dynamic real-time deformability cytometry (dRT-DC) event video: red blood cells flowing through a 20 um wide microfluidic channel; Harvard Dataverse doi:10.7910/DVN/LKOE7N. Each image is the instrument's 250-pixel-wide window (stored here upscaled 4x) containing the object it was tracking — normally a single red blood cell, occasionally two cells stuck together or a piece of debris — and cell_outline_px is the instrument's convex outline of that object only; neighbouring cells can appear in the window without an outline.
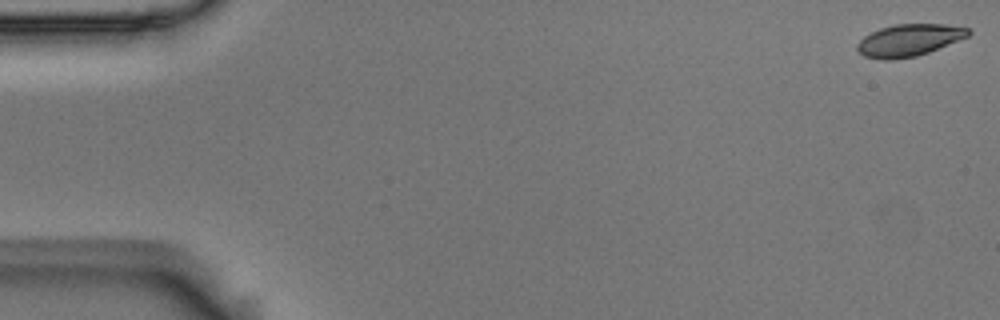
{"species": "Egyptian fruit bat (a non-hibernating species)", "species_latin": "Rousettus aegyptiacus", "temperature_condition": "room temperature", "stored_images_in_passage": 5, "camera_frame_rate_fps": 3000, "um_per_image_px": 0.085, "animal": {"sex": "male"}, "frame": {"image": 1, "passage_image": 1, "time_ms": 0.0, "image_size_px": [1000, 320], "cell_outline_px": [[972, 32], [968, 36], [928, 52], [916, 56], [888, 60], [884, 60], [864, 56], [856, 48], [856, 44], [864, 36], [880, 28], [896, 24], [944, 24], [968, 28]], "centroid_in_image_um": [77.25, 3.41], "position_along_channel_um": 7.8, "area_um2": 20.52}}
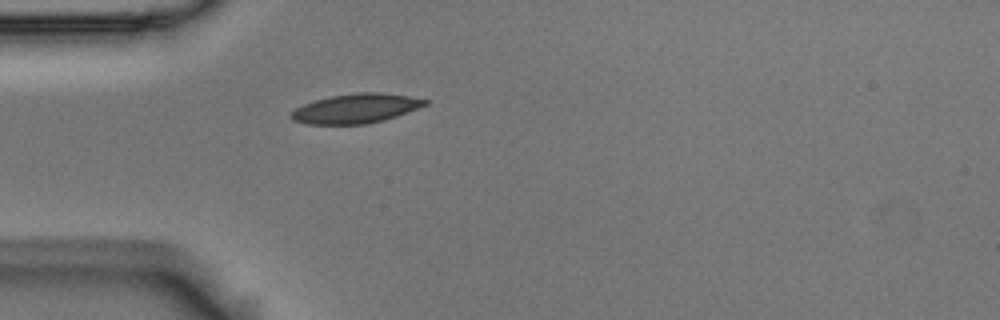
{"frame": {"image": 2, "passage_image": 5, "time_ms": 1.333, "image_size_px": [1000, 320], "cell_outline_px": [[428, 104], [396, 116], [384, 120], [364, 124], [308, 124], [292, 120], [288, 116], [288, 112], [304, 104], [316, 100], [332, 96], [356, 92], [380, 92], [408, 96], [428, 100]], "centroid_in_image_um": [30.21, 9.22], "position_along_channel_um": 54.8, "area_um2": 22.89}}